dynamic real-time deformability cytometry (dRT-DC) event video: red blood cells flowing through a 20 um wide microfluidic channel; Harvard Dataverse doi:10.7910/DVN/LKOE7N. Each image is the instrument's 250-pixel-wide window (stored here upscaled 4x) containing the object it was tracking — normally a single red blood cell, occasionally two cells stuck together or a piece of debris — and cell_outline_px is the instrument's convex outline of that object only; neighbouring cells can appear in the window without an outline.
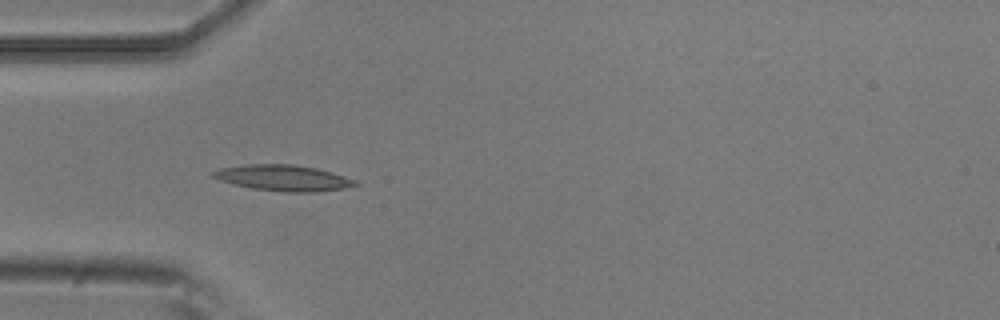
{"species": "common noctule bat (a hibernating species)", "species_latin": "Nyctalus noctula", "temperature_condition": "room temperature", "stored_images_in_passage": 5, "camera_frame_rate_fps": 3000, "um_per_image_px": 0.085, "animal": {"sex": "male", "body_mass_g": 20.5, "forearm_length_mm": 52.5}, "frame": {"image": 1, "passage_image": 4, "time_ms": 1.0, "image_size_px": [1000, 320], "cell_outline_px": [[360, 184], [344, 188], [316, 192], [280, 192], [252, 188], [220, 180], [212, 176], [208, 172], [220, 168], [244, 164], [292, 164], [316, 168], [356, 180]], "centroid_in_image_um": [24.04, 15.12], "position_along_channel_um": 61.0, "area_um2": 21.44}}
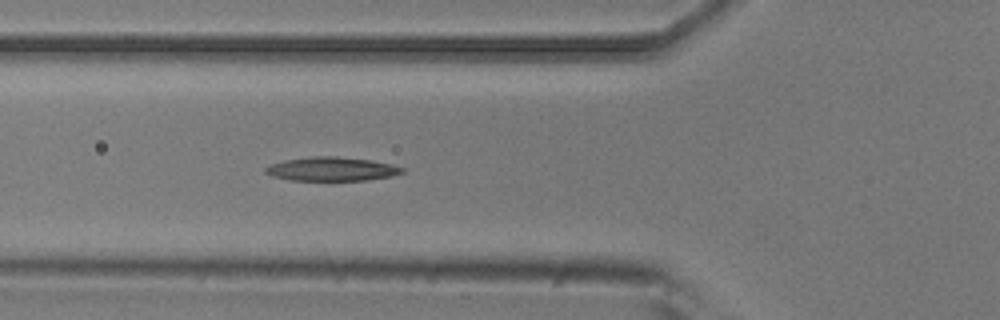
{"frame": {"image": 2, "passage_image": 5, "time_ms": 1.333, "image_size_px": [1000, 320], "cell_outline_px": [[404, 172], [392, 176], [368, 180], [288, 180], [272, 176], [264, 172], [264, 168], [272, 164], [284, 160], [312, 156], [336, 156], [372, 160], [392, 164], [404, 168]], "centroid_in_image_um": [28.2, 14.36], "position_along_channel_um": 97.6, "area_um2": 19.07}}